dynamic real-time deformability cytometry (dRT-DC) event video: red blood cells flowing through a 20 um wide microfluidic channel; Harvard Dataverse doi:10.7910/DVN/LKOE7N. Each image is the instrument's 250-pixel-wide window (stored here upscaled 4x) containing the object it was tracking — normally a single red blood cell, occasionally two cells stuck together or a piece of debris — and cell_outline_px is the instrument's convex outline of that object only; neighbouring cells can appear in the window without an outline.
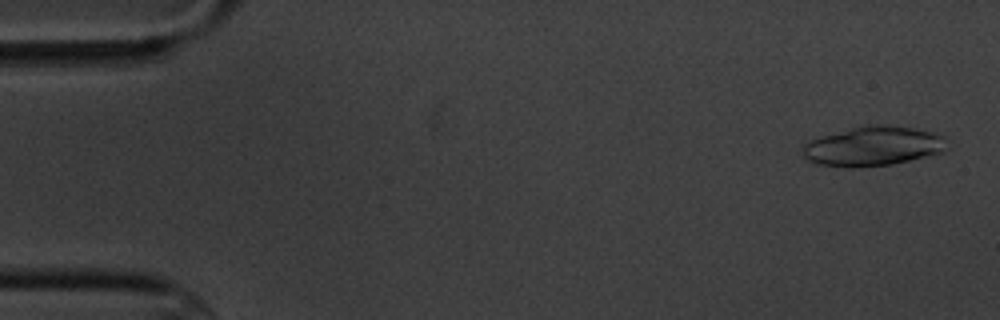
{"species": "common noctule bat (a hibernating species)", "species_latin": "Nyctalus noctula", "temperature_condition": "cold", "stored_images_in_passage": 6, "segment_of_instrument_passage": [1, 2], "camera_frame_rate_fps": 3000, "um_per_image_px": 0.085, "animal": {"sex": "male", "body_mass_g": 20.1, "forearm_length_mm": 53.5}, "frame": {"image": 1, "passage_image": 1, "time_ms": 0.0, "image_size_px": [1000, 320], "cell_outline_px": [[948, 148], [944, 152], [892, 164], [852, 168], [848, 168], [816, 164], [808, 160], [804, 156], [804, 144], [812, 140], [824, 136], [852, 128], [872, 124], [888, 124], [936, 132], [944, 136]], "centroid_in_image_um": [74.27, 12.43], "position_along_channel_um": 10.7, "area_um2": 33.18}}